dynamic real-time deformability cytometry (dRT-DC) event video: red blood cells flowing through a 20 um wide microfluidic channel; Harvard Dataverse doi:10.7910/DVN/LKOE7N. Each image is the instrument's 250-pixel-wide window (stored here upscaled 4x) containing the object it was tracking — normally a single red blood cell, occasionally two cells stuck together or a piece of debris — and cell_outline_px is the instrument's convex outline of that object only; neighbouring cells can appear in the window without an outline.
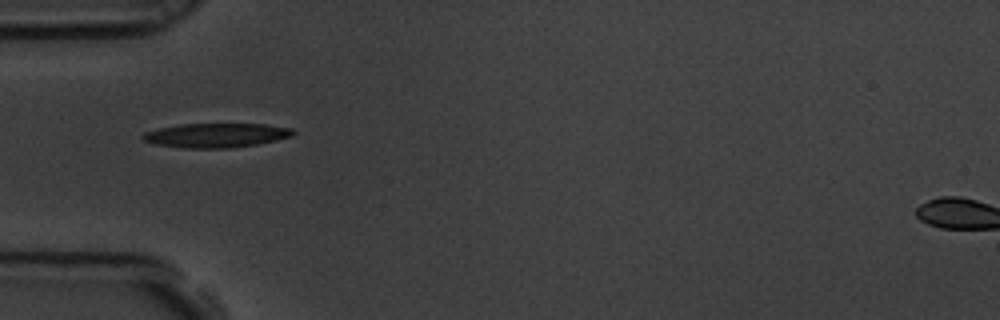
{"species": "common noctule bat (a hibernating species)", "species_latin": "Nyctalus noctula", "temperature_condition": "room temperature", "stored_images_in_passage": 11, "camera_frame_rate_fps": 3000, "um_per_image_px": 0.085, "animal": {"sex": "male", "body_mass_g": 19.5, "forearm_length_mm": 54.6}, "frame": {"image": 1, "passage_image": 1, "time_ms": 0.0, "image_size_px": [1000, 320], "cell_outline_px": [[296, 132], [292, 136], [276, 140], [256, 144], [228, 148], [184, 148], [156, 144], [144, 140], [140, 136], [144, 132], [160, 128], [180, 124], [264, 124], [292, 128]], "centroid_in_image_um": [18.37, 11.5], "position_along_channel_um": 66.6, "area_um2": 21.15}}
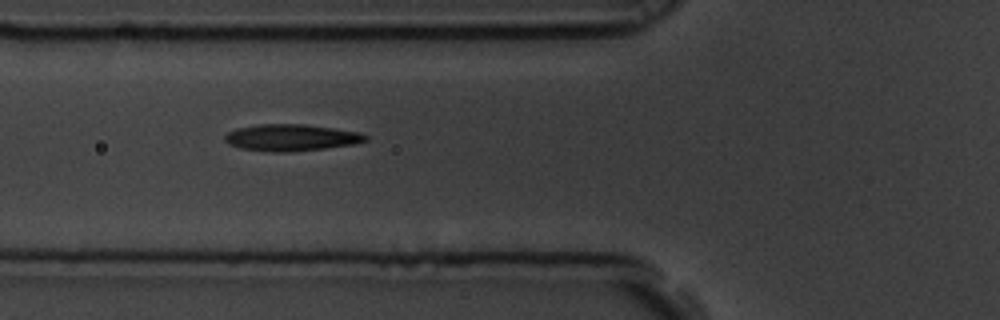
{"frame": {"image": 2, "passage_image": 2, "time_ms": 0.333, "image_size_px": [1000, 320], "cell_outline_px": [[368, 140], [356, 144], [324, 148], [288, 152], [272, 152], [240, 148], [228, 144], [224, 140], [224, 136], [228, 132], [236, 128], [260, 124], [304, 124], [360, 132], [368, 136]], "centroid_in_image_um": [24.74, 11.69], "position_along_channel_um": 101.1, "area_um2": 21.91}}
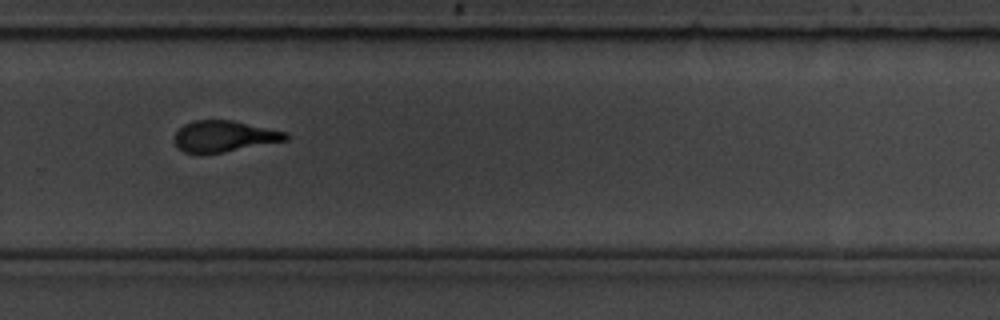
{"frame": {"image": 3, "passage_image": 7, "time_ms": 2.0, "image_size_px": [1000, 320], "cell_outline_px": [[288, 140], [224, 152], [200, 156], [184, 152], [176, 148], [176, 132], [184, 124], [192, 120], [232, 120], [288, 132]], "centroid_in_image_um": [19.03, 11.61], "position_along_channel_um": 310.8, "area_um2": 20.58}}